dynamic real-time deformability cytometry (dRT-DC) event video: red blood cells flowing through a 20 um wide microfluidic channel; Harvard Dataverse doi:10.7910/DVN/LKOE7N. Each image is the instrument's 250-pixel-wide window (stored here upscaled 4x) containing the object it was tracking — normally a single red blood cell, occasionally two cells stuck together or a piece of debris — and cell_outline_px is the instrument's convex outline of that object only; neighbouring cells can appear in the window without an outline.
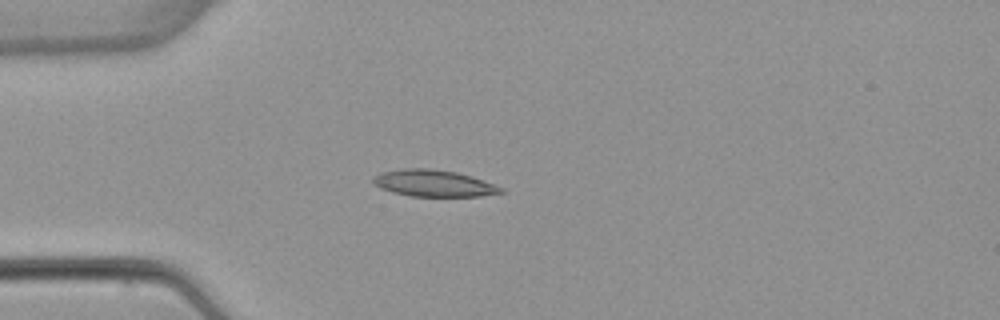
{"species": "common noctule bat (a hibernating species)", "species_latin": "Nyctalus noctula", "temperature_condition": "warm", "stored_images_in_passage": 4, "camera_frame_rate_fps": 3000, "um_per_image_px": 0.085, "animal": {"sex": "female", "body_mass_g": 22.7, "forearm_length_mm": 54.2}, "frame": {"image": 1, "passage_image": 3, "time_ms": 3.333, "image_size_px": [1000, 320], "cell_outline_px": [[504, 192], [480, 196], [412, 196], [392, 192], [380, 188], [372, 180], [372, 176], [380, 172], [404, 168], [428, 168], [456, 172], [472, 176], [504, 188]], "centroid_in_image_um": [36.84, 15.57], "position_along_channel_um": 48.2, "area_um2": 19.83}}